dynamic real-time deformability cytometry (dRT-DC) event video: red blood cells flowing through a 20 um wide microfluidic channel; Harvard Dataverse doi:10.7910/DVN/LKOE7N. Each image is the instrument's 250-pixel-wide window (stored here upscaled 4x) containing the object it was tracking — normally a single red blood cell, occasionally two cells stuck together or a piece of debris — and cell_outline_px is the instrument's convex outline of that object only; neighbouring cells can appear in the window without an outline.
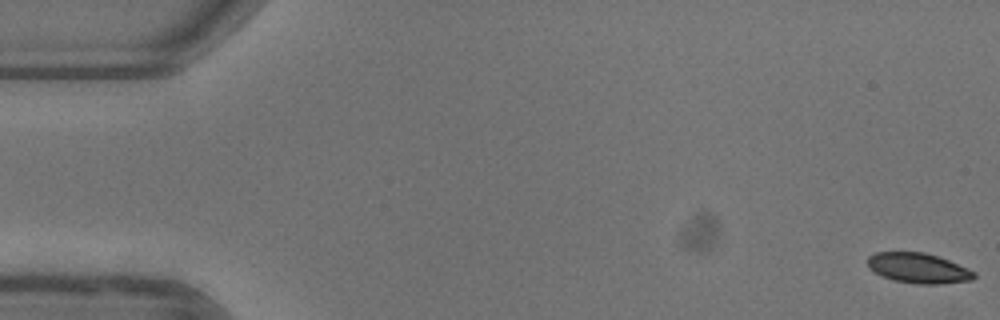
{"species": "common noctule bat (a hibernating species)", "species_latin": "Nyctalus noctula", "temperature_condition": "warm", "stored_images_in_passage": 54, "camera_frame_rate_fps": 3000, "um_per_image_px": 0.085, "animal": {"sex": "female"}, "frame": {"image": 1, "passage_image": 1, "time_ms": 0.0, "image_size_px": [1000, 320], "cell_outline_px": [[976, 276], [972, 280], [940, 284], [916, 284], [892, 280], [880, 276], [868, 264], [868, 256], [876, 252], [924, 252], [948, 260], [976, 272]], "centroid_in_image_um": [78.07, 22.8], "position_along_channel_um": 6.9, "area_um2": 18.61}}
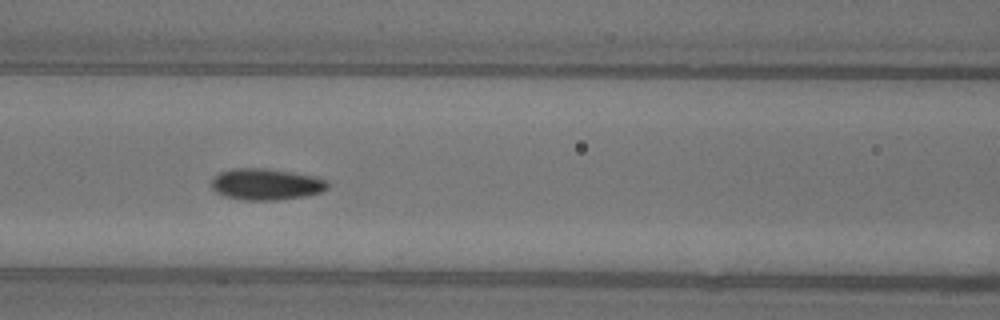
{"frame": {"image": 2, "passage_image": 23, "time_ms": 7.333, "image_size_px": [1000, 320], "cell_outline_px": [[328, 188], [320, 192], [304, 196], [276, 200], [244, 200], [224, 196], [216, 192], [212, 188], [212, 180], [220, 172], [236, 168], [268, 168], [292, 172], [312, 176], [328, 180]], "centroid_in_image_um": [22.62, 15.66], "position_along_channel_um": 144.0, "area_um2": 21.15}}
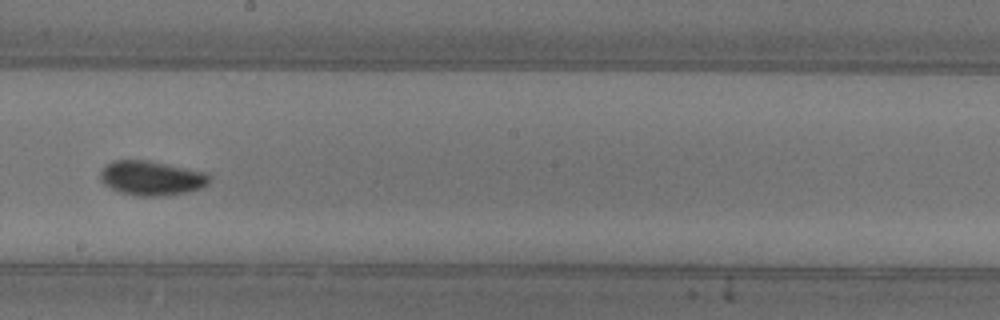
{"frame": {"image": 3, "passage_image": 30, "time_ms": 9.667, "image_size_px": [1000, 320], "cell_outline_px": [[212, 180], [208, 184], [200, 188], [188, 192], [160, 196], [136, 196], [120, 192], [104, 184], [100, 180], [100, 172], [112, 160], [148, 160], [208, 172], [212, 176]], "centroid_in_image_um": [12.93, 15.13], "position_along_channel_um": 235.3, "area_um2": 22.14}, "authors_computed_cell_mechanics": {"area_um2": 19.8832, "velocity_mm_per_s": 3.9364, "shape_relaxation_time_tau1_ms": 3.2792, "shape_relaxation_time_tau2_ms": 1.1597, "deformation_change_tau1": 0.108, "deformation_change_tau2": 0.052}}